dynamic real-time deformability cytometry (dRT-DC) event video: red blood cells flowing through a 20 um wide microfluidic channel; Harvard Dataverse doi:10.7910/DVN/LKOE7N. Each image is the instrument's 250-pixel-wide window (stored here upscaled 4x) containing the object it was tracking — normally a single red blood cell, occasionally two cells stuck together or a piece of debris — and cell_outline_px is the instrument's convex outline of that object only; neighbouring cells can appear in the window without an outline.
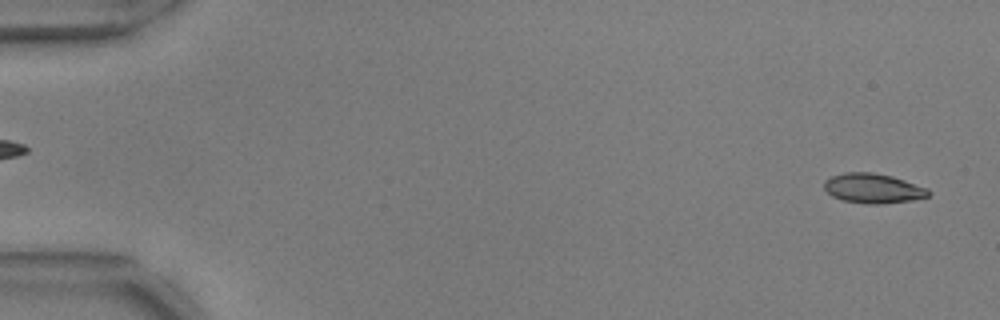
{"species": "common noctule bat (a hibernating species)", "species_latin": "Nyctalus noctula", "temperature_condition": "warm", "stored_images_in_passage": 54, "camera_frame_rate_fps": 3000, "um_per_image_px": 0.085, "animal": {"sex": "male", "body_mass_g": 17.9, "forearm_length_mm": 54.2}, "frame": {"image": 1, "passage_image": 2, "time_ms": 0.333, "image_size_px": [1000, 320], "cell_outline_px": [[932, 192], [928, 196], [912, 200], [880, 204], [868, 204], [844, 200], [832, 196], [824, 188], [824, 180], [832, 176], [844, 172], [872, 172], [892, 176], [928, 188]], "centroid_in_image_um": [74.22, 16.0], "position_along_channel_um": 10.8, "area_um2": 18.03}}
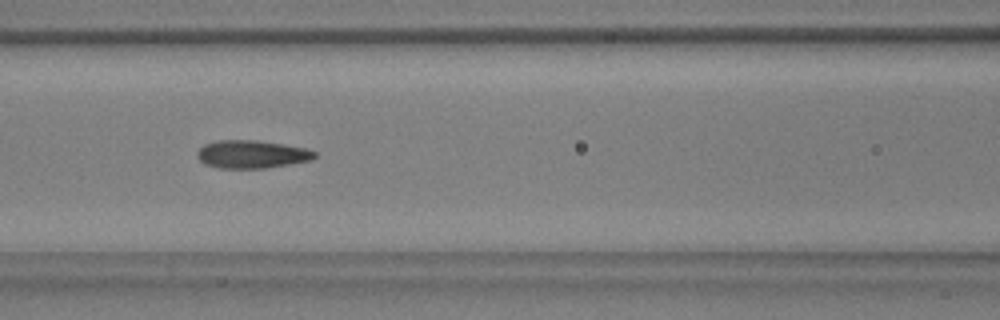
{"frame": {"image": 2, "passage_image": 24, "time_ms": 7.667, "image_size_px": [1000, 320], "cell_outline_px": [[316, 156], [312, 160], [264, 168], [220, 168], [204, 164], [196, 156], [196, 152], [204, 144], [216, 140], [256, 140], [304, 148], [316, 152]], "centroid_in_image_um": [21.35, 13.11], "position_along_channel_um": 145.3, "area_um2": 19.02}}
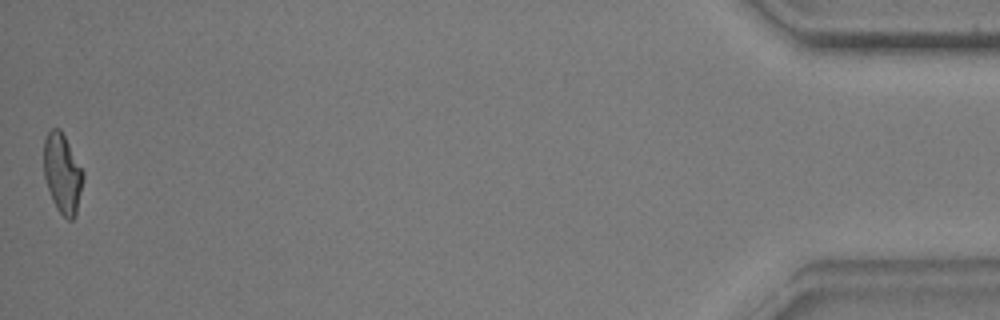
{"frame": {"image": 3, "passage_image": 54, "time_ms": 17.667, "image_size_px": [1000, 320], "cell_outline_px": [[84, 176], [76, 216], [72, 220], [68, 220], [56, 208], [52, 200], [44, 176], [44, 140], [48, 132], [52, 128], [60, 128], [84, 172]], "centroid_in_image_um": [5.31, 14.75], "position_along_channel_um": 429.9, "area_um2": 18.21}, "authors_computed_cell_mechanics": {"area_um2": 18.7272, "velocity_mm_per_s": 3.7218, "shape_relaxation_time_tau1_ms": 7.5528, "shape_relaxation_time_tau2_ms": 1.3245, "deformation_change_tau1": 0.1984, "deformation_change_tau2": 0.0764}}